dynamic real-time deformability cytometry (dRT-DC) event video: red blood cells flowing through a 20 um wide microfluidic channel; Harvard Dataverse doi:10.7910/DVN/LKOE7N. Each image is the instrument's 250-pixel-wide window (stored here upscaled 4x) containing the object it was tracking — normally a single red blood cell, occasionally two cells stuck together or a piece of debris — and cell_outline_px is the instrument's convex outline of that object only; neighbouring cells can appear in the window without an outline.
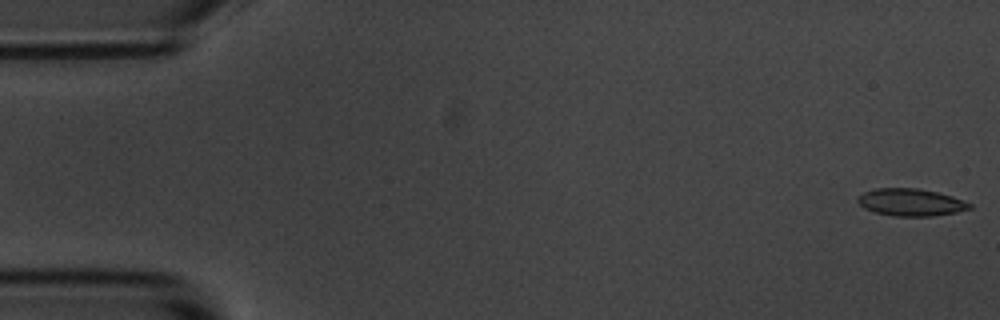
{"species": "common noctule bat (a hibernating species)", "species_latin": "Nyctalus noctula", "temperature_condition": "room temperature", "stored_images_in_passage": 6, "segment_of_instrument_passage": [1, 2], "camera_frame_rate_fps": 3000, "um_per_image_px": 0.085, "animal": {"sex": "male", "body_mass_g": 20.1, "forearm_length_mm": 53.5}, "frame": {"image": 1, "passage_image": 1, "time_ms": 0.0, "image_size_px": [1000, 320], "cell_outline_px": [[972, 208], [956, 212], [932, 216], [892, 216], [876, 212], [864, 208], [856, 200], [864, 192], [876, 188], [916, 188], [936, 192], [952, 196], [964, 200], [972, 204]], "centroid_in_image_um": [77.43, 17.2], "position_along_channel_um": 7.6, "area_um2": 17.69}}
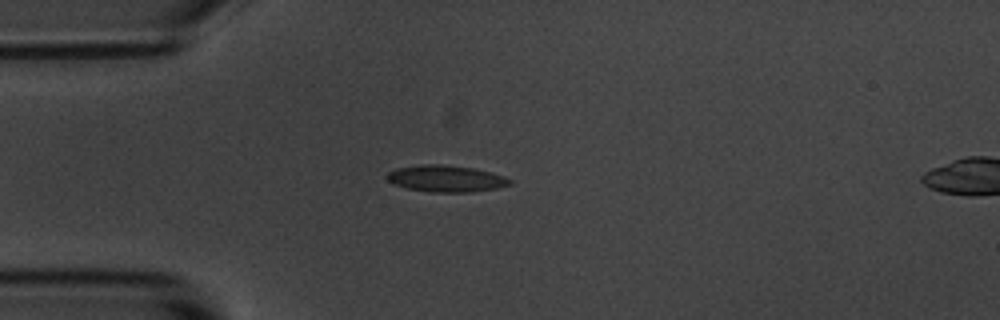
{"frame": {"image": 2, "passage_image": 5, "time_ms": 4.333, "image_size_px": [1000, 320], "cell_outline_px": [[512, 184], [496, 188], [472, 192], [432, 192], [408, 188], [392, 184], [384, 176], [388, 172], [396, 168], [420, 164], [440, 164], [472, 168], [504, 176], [512, 180]], "centroid_in_image_um": [37.87, 15.18], "position_along_channel_um": 47.1, "area_um2": 19.02}}